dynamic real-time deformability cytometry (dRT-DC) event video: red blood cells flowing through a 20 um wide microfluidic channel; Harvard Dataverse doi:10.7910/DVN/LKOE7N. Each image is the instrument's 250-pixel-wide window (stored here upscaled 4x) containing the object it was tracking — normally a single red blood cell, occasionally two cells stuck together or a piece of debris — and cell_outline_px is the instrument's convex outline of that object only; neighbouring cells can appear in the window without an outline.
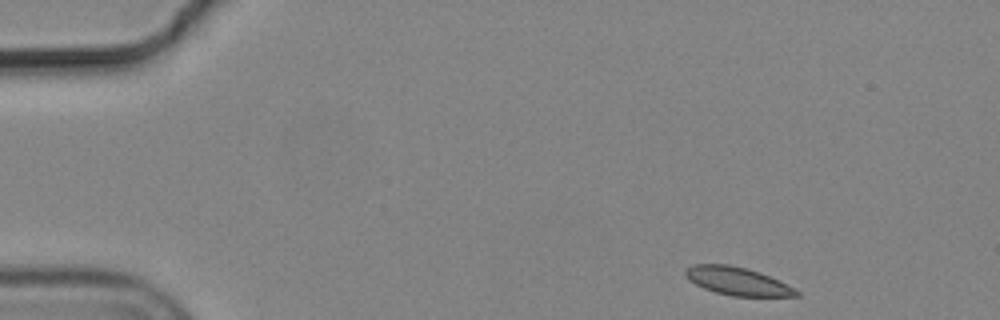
{"species": "common noctule bat (a hibernating species)", "species_latin": "Nyctalus noctula", "temperature_condition": "cold", "stored_images_in_passage": 50, "camera_frame_rate_fps": 3000, "um_per_image_px": 0.085, "animal": {"sex": "male", "body_mass_g": 19.2, "forearm_length_mm": 51.8}, "frame": {"image": 1, "passage_image": 1, "time_ms": 0.0, "image_size_px": [1000, 320], "cell_outline_px": [[800, 296], [732, 296], [716, 292], [704, 288], [688, 280], [684, 272], [692, 264], [728, 264], [760, 272], [800, 292]], "centroid_in_image_um": [62.63, 23.9], "position_along_channel_um": 22.4, "area_um2": 17.74}}
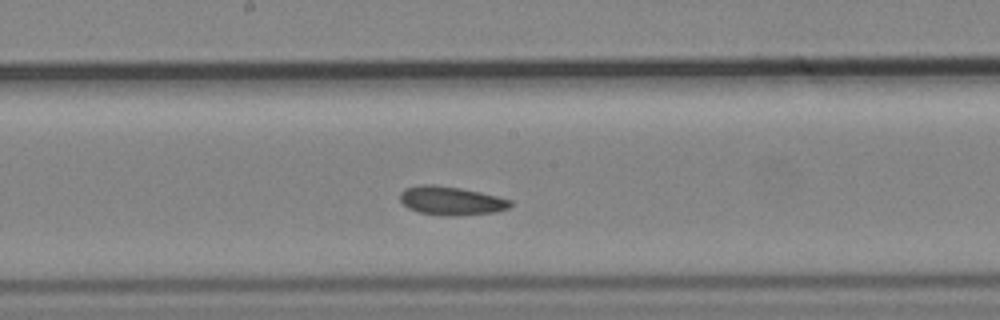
{"frame": {"image": 2, "passage_image": 24, "time_ms": 7.667, "image_size_px": [1000, 320], "cell_outline_px": [[512, 204], [508, 208], [496, 212], [448, 216], [420, 212], [408, 208], [400, 200], [400, 192], [404, 188], [420, 184], [432, 184], [460, 188], [480, 192], [512, 200]], "centroid_in_image_um": [38.32, 17.05], "position_along_channel_um": 209.9, "area_um2": 18.32}}
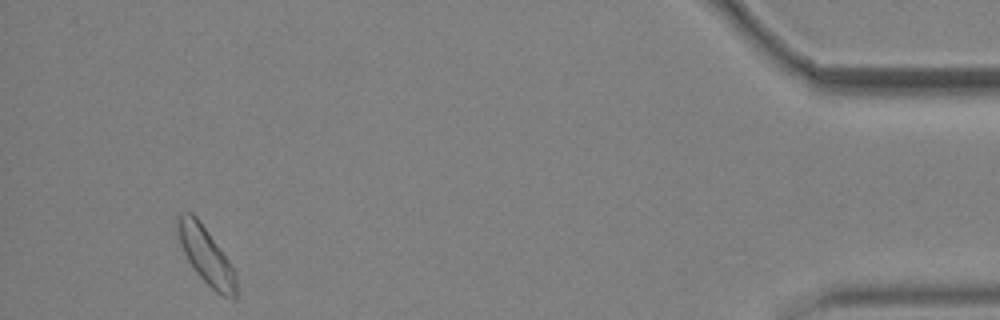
{"frame": {"image": 3, "passage_image": 47, "time_ms": 15.333, "image_size_px": [1000, 320], "cell_outline_px": [[236, 296], [232, 300], [216, 292], [196, 272], [188, 260], [180, 244], [172, 220], [180, 212], [192, 212], [200, 220], [232, 264], [236, 276]], "centroid_in_image_um": [17.46, 21.64], "position_along_channel_um": 417.7, "area_um2": 19.83}, "authors_computed_cell_mechanics": {"area_um2": 18.4093, "velocity_mm_per_s": 3.6371, "shape_relaxation_time_tau1_ms": 4.7275, "shape_relaxation_time_tau2_ms": 5.257, "deformation_change_tau1": 0.0882, "deformation_change_tau2": 0.0824}}